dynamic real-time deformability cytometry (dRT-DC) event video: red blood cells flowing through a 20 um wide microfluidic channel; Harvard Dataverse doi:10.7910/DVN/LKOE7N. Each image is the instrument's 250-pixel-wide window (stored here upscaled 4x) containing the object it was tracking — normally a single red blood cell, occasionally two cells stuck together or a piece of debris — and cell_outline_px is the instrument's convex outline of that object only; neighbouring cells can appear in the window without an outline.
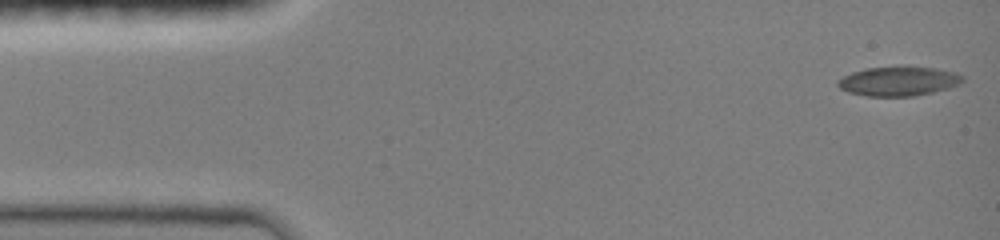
{"species": "common noctule bat (a hibernating species)", "species_latin": "Nyctalus noctula", "temperature_condition": "room temperature", "stored_images_in_passage": 47, "camera_frame_rate_fps": 3000, "um_per_image_px": 0.085, "animal": {"sex": "female", "body_mass_g": 19.0, "forearm_length_mm": 51.5}, "frame": {"image": 1, "passage_image": 1, "time_ms": 0.0, "image_size_px": [1000, 240], "cell_outline_px": [[964, 80], [960, 84], [948, 88], [916, 96], [868, 96], [848, 92], [840, 88], [836, 84], [836, 80], [852, 72], [864, 68], [900, 64], [936, 68], [956, 72], [964, 76]], "centroid_in_image_um": [76.38, 6.86], "position_along_channel_um": 8.6, "area_um2": 22.08}}
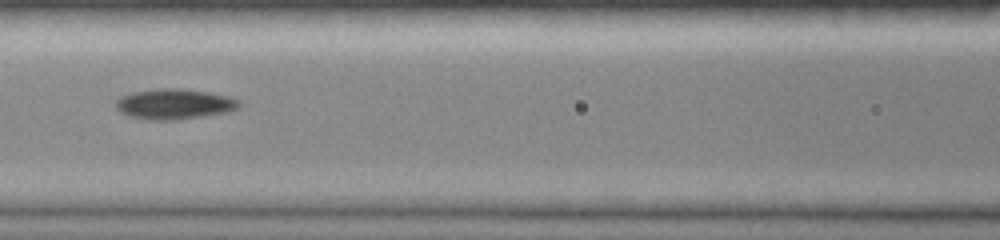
{"frame": {"image": 2, "passage_image": 20, "time_ms": 6.333, "image_size_px": [1000, 240], "cell_outline_px": [[240, 104], [236, 108], [228, 112], [204, 116], [176, 120], [148, 120], [128, 116], [120, 112], [116, 108], [116, 100], [120, 96], [132, 92], [156, 88], [176, 88], [208, 92], [228, 96], [240, 100]], "centroid_in_image_um": [14.78, 8.84], "position_along_channel_um": 151.8, "area_um2": 21.96}}
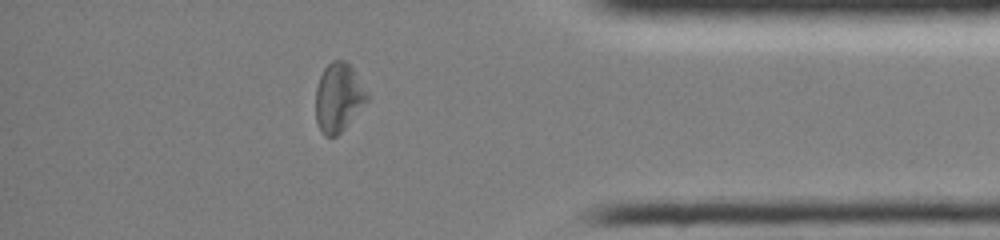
{"frame": {"image": 3, "passage_image": 40, "time_ms": 13.0, "image_size_px": [1000, 240], "cell_outline_px": [[372, 96], [344, 128], [336, 136], [324, 136], [320, 132], [316, 120], [316, 88], [320, 76], [324, 68], [332, 60], [344, 60], [352, 64]], "centroid_in_image_um": [28.81, 8.24], "position_along_channel_um": 406.4, "area_um2": 21.1}, "authors_computed_cell_mechanics": {"area_um2": 20.8658, "velocity_mm_per_s": 4.0494, "shape_relaxation_time_tau1_ms": 3.3531, "shape_relaxation_time_tau2_ms": 6.0926, "deformation_change_tau1": 0.1519, "deformation_change_tau2": 0.1572}}